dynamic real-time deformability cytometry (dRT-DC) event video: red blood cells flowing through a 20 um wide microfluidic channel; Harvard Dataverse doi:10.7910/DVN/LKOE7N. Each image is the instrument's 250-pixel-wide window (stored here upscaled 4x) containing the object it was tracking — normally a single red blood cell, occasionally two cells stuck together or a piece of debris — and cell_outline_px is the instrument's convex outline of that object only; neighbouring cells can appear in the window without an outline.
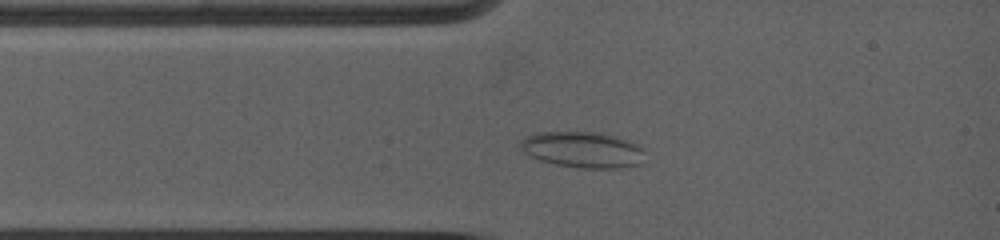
{"species": "common noctule bat (a hibernating species)", "species_latin": "Nyctalus noctula", "temperature_condition": "warm", "stored_images_in_passage": 39, "camera_frame_rate_fps": 5000, "um_per_image_px": 0.085, "animal": {"sex": "female", "body_mass_g": 19.0, "forearm_length_mm": 53.3}, "frame": {"image": 1, "passage_image": 5, "time_ms": 1.8, "image_size_px": [1000, 240], "cell_outline_px": [[644, 148], [640, 164], [620, 168], [580, 168], [556, 164], [540, 160], [524, 152], [520, 148], [520, 144], [528, 136], [544, 132], [600, 132], [616, 136], [628, 140]], "centroid_in_image_um": [49.57, 12.72], "position_along_channel_um": 35.4, "area_um2": 25.84}}
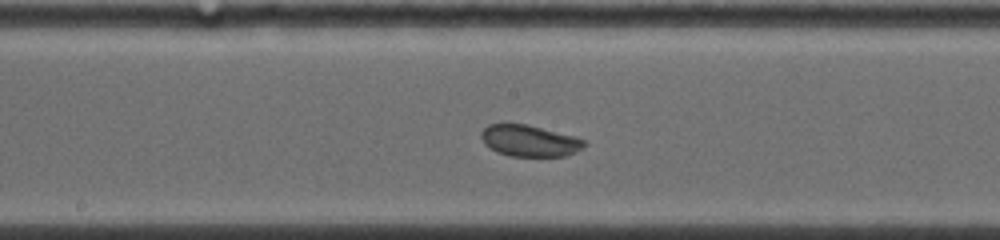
{"frame": {"image": 2, "passage_image": 21, "time_ms": 6.2, "image_size_px": [1000, 240], "cell_outline_px": [[588, 144], [564, 156], [512, 156], [496, 152], [484, 144], [480, 136], [480, 132], [488, 124], [528, 124], [576, 136], [584, 140]], "centroid_in_image_um": [44.98, 11.95], "position_along_channel_um": 203.2, "area_um2": 18.9}}
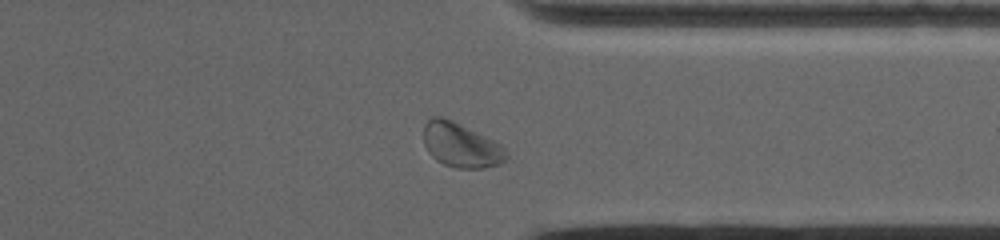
{"frame": {"image": 3, "passage_image": 35, "time_ms": 10.6, "image_size_px": [1000, 240], "cell_outline_px": [[508, 156], [500, 164], [484, 168], [456, 168], [444, 164], [436, 160], [428, 152], [424, 144], [424, 124], [432, 116], [440, 116], [452, 120], [500, 144], [508, 152]], "centroid_in_image_um": [39.16, 12.34], "position_along_channel_um": 372.2, "area_um2": 21.27}, "authors_computed_cell_mechanics": {"area_um2": 19.2474, "velocity_mm_per_s": 3.8645, "shape_relaxation_time_tau1_ms": 7.5089, "shape_relaxation_time_tau2_ms": 3.3857, "deformation_change_tau1": 0.0641, "deformation_change_tau2": 0.0648}}